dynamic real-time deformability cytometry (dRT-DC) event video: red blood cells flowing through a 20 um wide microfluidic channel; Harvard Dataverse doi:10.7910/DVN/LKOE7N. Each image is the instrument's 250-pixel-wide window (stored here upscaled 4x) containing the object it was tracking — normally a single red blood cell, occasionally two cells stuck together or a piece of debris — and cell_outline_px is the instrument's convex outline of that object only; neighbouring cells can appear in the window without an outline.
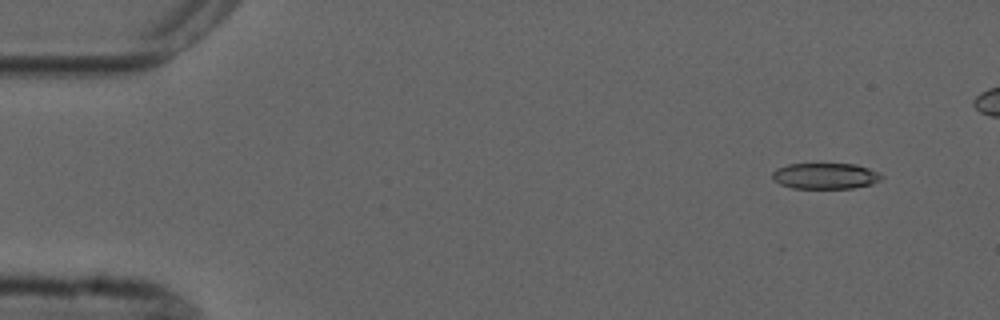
{"species": "common noctule bat (a hibernating species)", "species_latin": "Nyctalus noctula", "temperature_condition": "cold", "stored_images_in_passage": 6, "camera_frame_rate_fps": 3000, "um_per_image_px": 0.085, "animal": {"sex": "male", "forearm_length_mm": 52.5}, "frame": {"image": 1, "passage_image": 2, "time_ms": 1.333, "image_size_px": [1000, 320], "cell_outline_px": [[884, 176], [880, 180], [872, 184], [852, 188], [792, 188], [780, 184], [772, 180], [772, 172], [776, 168], [788, 164], [856, 164], [868, 168]], "centroid_in_image_um": [70.11, 14.96], "position_along_channel_um": 14.9, "area_um2": 16.53}}